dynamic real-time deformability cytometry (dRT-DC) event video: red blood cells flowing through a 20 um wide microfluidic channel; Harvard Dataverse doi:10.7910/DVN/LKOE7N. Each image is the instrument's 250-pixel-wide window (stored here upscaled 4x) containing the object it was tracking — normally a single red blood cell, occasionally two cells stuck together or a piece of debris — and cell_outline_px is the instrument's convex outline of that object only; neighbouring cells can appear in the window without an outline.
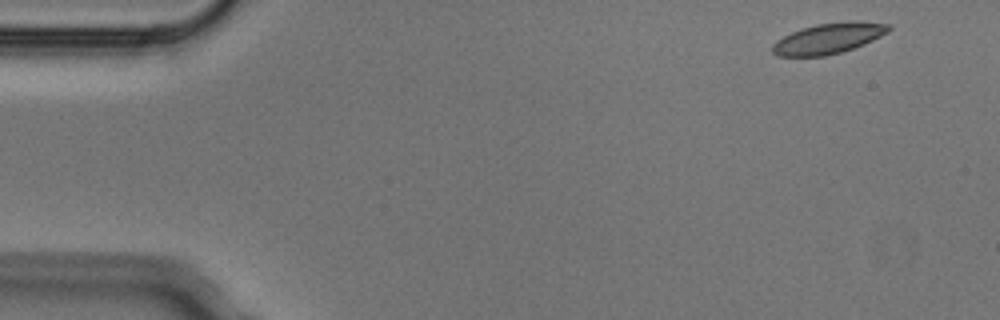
{"species": "Egyptian fruit bat (a non-hibernating species)", "species_latin": "Rousettus aegyptiacus", "temperature_condition": "cold", "stored_images_in_passage": 4, "camera_frame_rate_fps": 3000, "um_per_image_px": 0.085, "animal": {"sex": "male"}, "frame": {"image": 1, "passage_image": 1, "time_ms": 0.0, "image_size_px": [1000, 320], "cell_outline_px": [[892, 28], [888, 32], [864, 44], [840, 52], [824, 56], [776, 56], [772, 52], [772, 44], [776, 40], [800, 28], [816, 24], [848, 20], [860, 20], [888, 24]], "centroid_in_image_um": [70.42, 3.24], "position_along_channel_um": 14.6, "area_um2": 20.87}}
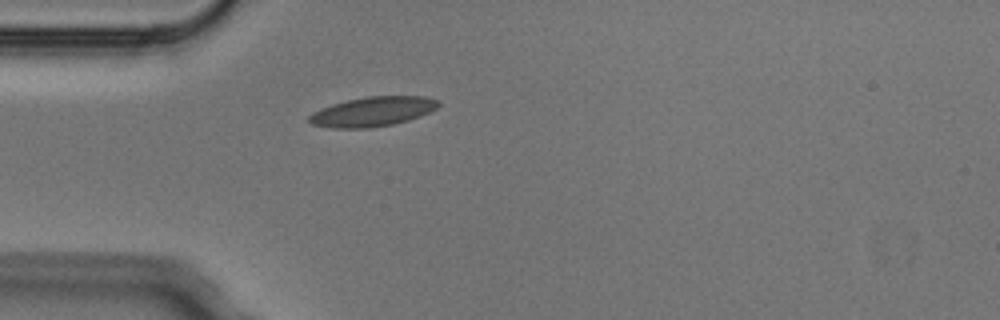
{"frame": {"image": 2, "passage_image": 4, "time_ms": 1.0, "image_size_px": [1000, 320], "cell_outline_px": [[440, 104], [436, 108], [420, 116], [408, 120], [392, 124], [368, 128], [332, 128], [312, 124], [308, 120], [308, 116], [312, 112], [320, 108], [332, 104], [348, 100], [368, 96], [424, 96], [436, 100]], "centroid_in_image_um": [31.63, 9.48], "position_along_channel_um": 53.4, "area_um2": 22.14}}